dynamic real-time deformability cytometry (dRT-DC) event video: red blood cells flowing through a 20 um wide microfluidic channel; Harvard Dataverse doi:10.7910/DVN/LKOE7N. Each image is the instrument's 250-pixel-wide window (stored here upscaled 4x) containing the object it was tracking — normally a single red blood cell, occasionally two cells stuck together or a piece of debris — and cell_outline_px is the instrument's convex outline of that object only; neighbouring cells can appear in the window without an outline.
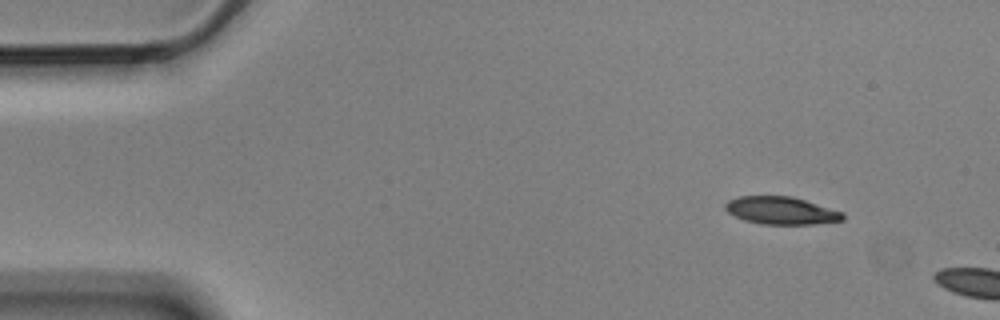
{"species": "Egyptian fruit bat (a non-hibernating species)", "species_latin": "Rousettus aegyptiacus", "temperature_condition": "cold", "stored_images_in_passage": 2, "camera_frame_rate_fps": 3000, "um_per_image_px": 0.085, "animal": {"sex": "male"}, "frame": {"image": 1, "passage_image": 1, "time_ms": 0.0, "image_size_px": [1000, 320], "cell_outline_px": [[844, 220], [812, 224], [760, 224], [744, 220], [728, 212], [724, 208], [724, 204], [728, 200], [740, 196], [792, 196], [844, 212]], "centroid_in_image_um": [66.39, 17.89], "position_along_channel_um": 18.6, "area_um2": 18.9}}